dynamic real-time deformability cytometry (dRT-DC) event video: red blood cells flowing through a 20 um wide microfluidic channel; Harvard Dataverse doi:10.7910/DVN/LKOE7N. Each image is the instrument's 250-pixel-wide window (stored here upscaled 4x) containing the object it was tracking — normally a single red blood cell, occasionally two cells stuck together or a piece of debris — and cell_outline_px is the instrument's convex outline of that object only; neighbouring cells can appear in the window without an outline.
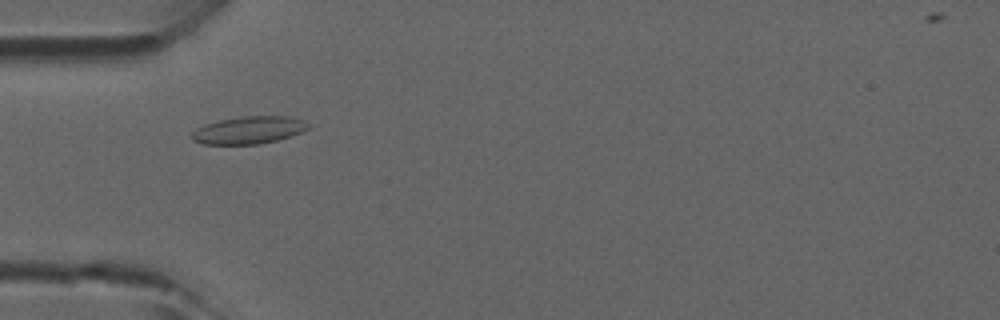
{"species": "common noctule bat (a hibernating species)", "species_latin": "Nyctalus noctula", "temperature_condition": "room temperature", "stored_images_in_passage": 6, "camera_frame_rate_fps": 3000, "um_per_image_px": 0.085, "animal": {"sex": "male", "forearm_length_mm": 52.5}, "frame": {"image": 1, "passage_image": 5, "time_ms": 1.333, "image_size_px": [1000, 320], "cell_outline_px": [[308, 128], [300, 132], [276, 140], [260, 144], [204, 144], [192, 140], [192, 132], [196, 128], [204, 124], [220, 120], [240, 116], [288, 116], [304, 120], [308, 124]], "centroid_in_image_um": [21.11, 11.05], "position_along_channel_um": 63.9, "area_um2": 18.5}}
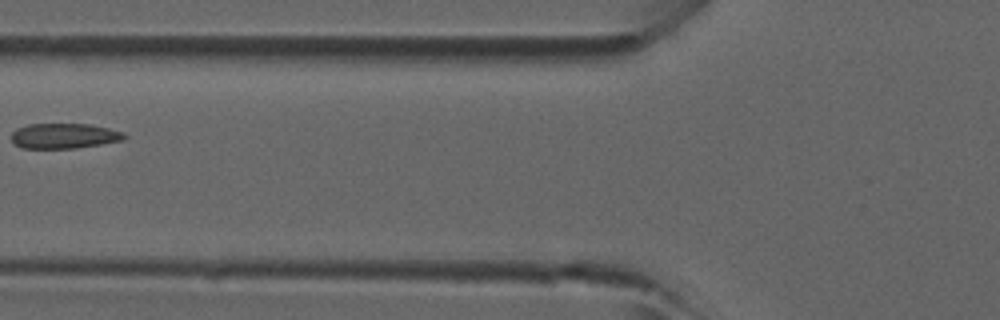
{"frame": {"image": 2, "passage_image": 6, "time_ms": 1.667, "image_size_px": [1000, 320], "cell_outline_px": [[128, 136], [124, 140], [76, 148], [20, 148], [12, 144], [12, 132], [16, 128], [28, 124], [88, 124], [108, 128], [124, 132]], "centroid_in_image_um": [5.43, 11.55], "position_along_channel_um": 120.4, "area_um2": 16.7}}